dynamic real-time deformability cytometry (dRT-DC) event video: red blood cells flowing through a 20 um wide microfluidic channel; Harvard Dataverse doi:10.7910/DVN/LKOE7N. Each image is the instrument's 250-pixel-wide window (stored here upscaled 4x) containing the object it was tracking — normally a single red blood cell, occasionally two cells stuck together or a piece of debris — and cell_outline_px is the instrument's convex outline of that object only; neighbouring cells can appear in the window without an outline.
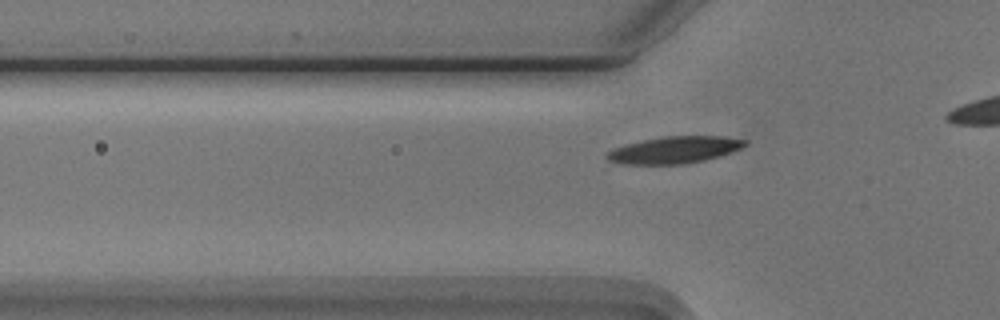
{"species": "Egyptian fruit bat (a non-hibernating species)", "species_latin": "Rousettus aegyptiacus", "temperature_condition": "cold", "stored_images_in_passage": 14, "camera_frame_rate_fps": 3000, "um_per_image_px": 0.085, "animal": {"sex": "male"}, "frame": {"image": 1, "passage_image": 4, "time_ms": 1.0, "image_size_px": [1000, 320], "cell_outline_px": [[748, 144], [740, 148], [720, 156], [704, 160], [684, 164], [624, 164], [608, 160], [604, 156], [612, 148], [644, 140], [664, 136], [724, 136], [748, 140]], "centroid_in_image_um": [57.34, 12.74], "position_along_channel_um": 68.5, "area_um2": 21.56}}
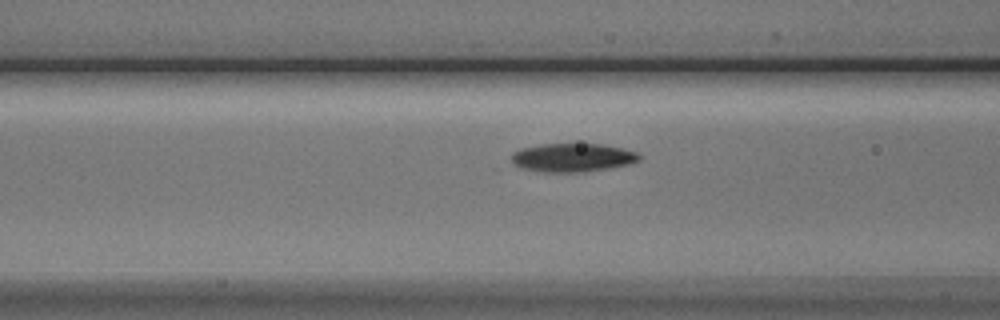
{"frame": {"image": 2, "passage_image": 8, "time_ms": 2.333, "image_size_px": [1000, 320], "cell_outline_px": [[640, 160], [632, 164], [612, 168], [584, 172], [544, 172], [524, 168], [512, 164], [512, 152], [520, 148], [540, 144], [600, 144], [620, 148], [636, 152], [640, 156]], "centroid_in_image_um": [48.67, 13.4], "position_along_channel_um": 117.9, "area_um2": 21.33}}
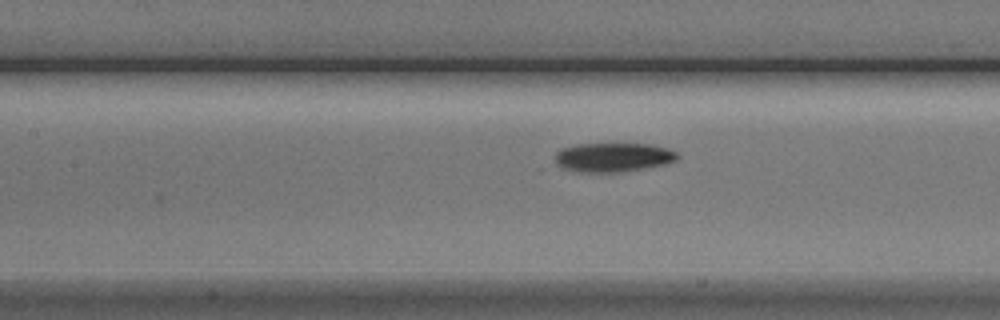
{"frame": {"image": 3, "passage_image": 11, "time_ms": 3.333, "image_size_px": [1000, 320], "cell_outline_px": [[680, 156], [676, 160], [664, 164], [620, 172], [580, 172], [564, 168], [556, 164], [556, 152], [560, 148], [576, 144], [652, 144], [668, 148], [676, 152]], "centroid_in_image_um": [52.11, 13.36], "position_along_channel_um": 155.3, "area_um2": 20.69}}